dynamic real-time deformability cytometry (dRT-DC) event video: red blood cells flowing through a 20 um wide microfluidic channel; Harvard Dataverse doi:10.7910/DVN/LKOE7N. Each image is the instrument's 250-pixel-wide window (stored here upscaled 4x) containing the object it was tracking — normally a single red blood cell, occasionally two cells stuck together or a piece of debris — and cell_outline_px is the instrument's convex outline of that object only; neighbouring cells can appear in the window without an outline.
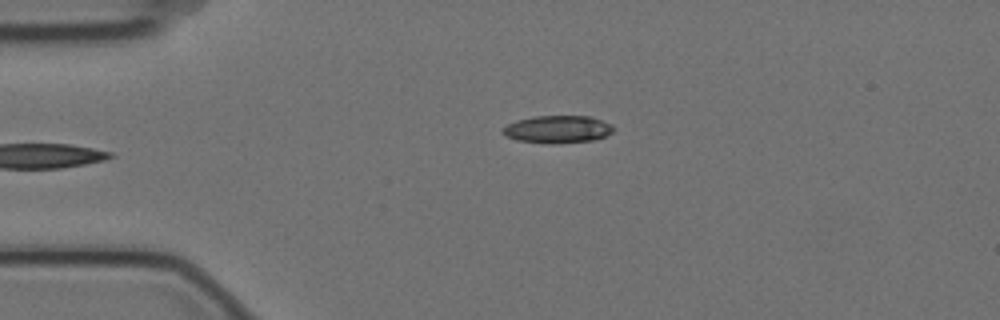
{"species": "Egyptian fruit bat (a non-hibernating species)", "species_latin": "Rousettus aegyptiacus", "temperature_condition": "cold", "stored_images_in_passage": 5, "camera_frame_rate_fps": 3000, "um_per_image_px": 0.085, "animal": {"sex": "female"}, "frame": {"image": 1, "passage_image": 5, "time_ms": 1.333, "image_size_px": [1000, 320], "cell_outline_px": [[616, 128], [612, 132], [604, 136], [592, 140], [556, 144], [552, 144], [516, 140], [500, 132], [508, 124], [516, 120], [536, 116], [592, 116], [612, 124]], "centroid_in_image_um": [47.43, 10.98], "position_along_channel_um": 37.6, "area_um2": 17.8}}